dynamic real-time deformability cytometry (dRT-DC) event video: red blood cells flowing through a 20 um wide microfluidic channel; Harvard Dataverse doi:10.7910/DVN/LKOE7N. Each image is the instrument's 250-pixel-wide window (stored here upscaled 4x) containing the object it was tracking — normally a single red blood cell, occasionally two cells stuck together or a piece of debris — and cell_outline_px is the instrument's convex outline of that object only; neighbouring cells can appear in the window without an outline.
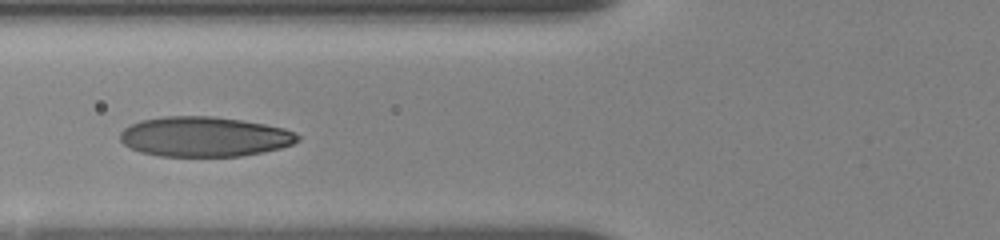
{"species": "human", "species_latin": "Homo sapiens", "temperature_condition": "room temperature", "stored_images_in_passage": 23, "camera_frame_rate_fps": 3000, "um_per_image_px": 0.085, "donor": {"sex": "female"}, "frame": {"image": 1, "passage_image": 7, "time_ms": 1.667, "image_size_px": [1000, 240], "cell_outline_px": [[300, 140], [292, 144], [280, 148], [240, 156], [160, 156], [140, 152], [124, 144], [120, 140], [120, 132], [124, 128], [140, 120], [164, 116], [212, 116], [240, 120], [264, 124], [284, 128], [300, 136]], "centroid_in_image_um": [17.35, 11.61], "position_along_channel_um": 108.5, "area_um2": 41.15}}